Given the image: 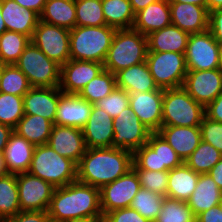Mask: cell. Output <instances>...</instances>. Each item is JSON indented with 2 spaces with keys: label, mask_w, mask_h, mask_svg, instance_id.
Here are the masks:
<instances>
[{
  "label": "cell",
  "mask_w": 222,
  "mask_h": 222,
  "mask_svg": "<svg viewBox=\"0 0 222 222\" xmlns=\"http://www.w3.org/2000/svg\"><path fill=\"white\" fill-rule=\"evenodd\" d=\"M133 166V153L113 147L86 148L77 164V180L101 188L125 175Z\"/></svg>",
  "instance_id": "obj_1"
},
{
  "label": "cell",
  "mask_w": 222,
  "mask_h": 222,
  "mask_svg": "<svg viewBox=\"0 0 222 222\" xmlns=\"http://www.w3.org/2000/svg\"><path fill=\"white\" fill-rule=\"evenodd\" d=\"M48 215L54 222L81 217H103L100 189L78 180L55 188Z\"/></svg>",
  "instance_id": "obj_2"
},
{
  "label": "cell",
  "mask_w": 222,
  "mask_h": 222,
  "mask_svg": "<svg viewBox=\"0 0 222 222\" xmlns=\"http://www.w3.org/2000/svg\"><path fill=\"white\" fill-rule=\"evenodd\" d=\"M147 53V36L133 28L117 29L103 63L104 69L116 74L118 71L145 62Z\"/></svg>",
  "instance_id": "obj_3"
},
{
  "label": "cell",
  "mask_w": 222,
  "mask_h": 222,
  "mask_svg": "<svg viewBox=\"0 0 222 222\" xmlns=\"http://www.w3.org/2000/svg\"><path fill=\"white\" fill-rule=\"evenodd\" d=\"M116 28L75 26L70 30V59L104 63Z\"/></svg>",
  "instance_id": "obj_4"
},
{
  "label": "cell",
  "mask_w": 222,
  "mask_h": 222,
  "mask_svg": "<svg viewBox=\"0 0 222 222\" xmlns=\"http://www.w3.org/2000/svg\"><path fill=\"white\" fill-rule=\"evenodd\" d=\"M30 174L43 179L53 187H63L77 180V164L59 155L48 144L36 145Z\"/></svg>",
  "instance_id": "obj_5"
},
{
  "label": "cell",
  "mask_w": 222,
  "mask_h": 222,
  "mask_svg": "<svg viewBox=\"0 0 222 222\" xmlns=\"http://www.w3.org/2000/svg\"><path fill=\"white\" fill-rule=\"evenodd\" d=\"M205 107L183 87L163 89L162 126H200Z\"/></svg>",
  "instance_id": "obj_6"
},
{
  "label": "cell",
  "mask_w": 222,
  "mask_h": 222,
  "mask_svg": "<svg viewBox=\"0 0 222 222\" xmlns=\"http://www.w3.org/2000/svg\"><path fill=\"white\" fill-rule=\"evenodd\" d=\"M15 65L26 75L31 87H59L61 65L48 58L31 41Z\"/></svg>",
  "instance_id": "obj_7"
},
{
  "label": "cell",
  "mask_w": 222,
  "mask_h": 222,
  "mask_svg": "<svg viewBox=\"0 0 222 222\" xmlns=\"http://www.w3.org/2000/svg\"><path fill=\"white\" fill-rule=\"evenodd\" d=\"M182 159L158 133H151L146 144L133 152L134 170L169 171L180 166Z\"/></svg>",
  "instance_id": "obj_8"
},
{
  "label": "cell",
  "mask_w": 222,
  "mask_h": 222,
  "mask_svg": "<svg viewBox=\"0 0 222 222\" xmlns=\"http://www.w3.org/2000/svg\"><path fill=\"white\" fill-rule=\"evenodd\" d=\"M146 63L158 88L183 87L188 72L185 53L148 52Z\"/></svg>",
  "instance_id": "obj_9"
},
{
  "label": "cell",
  "mask_w": 222,
  "mask_h": 222,
  "mask_svg": "<svg viewBox=\"0 0 222 222\" xmlns=\"http://www.w3.org/2000/svg\"><path fill=\"white\" fill-rule=\"evenodd\" d=\"M31 42L60 65L70 60V30L66 28L39 20Z\"/></svg>",
  "instance_id": "obj_10"
},
{
  "label": "cell",
  "mask_w": 222,
  "mask_h": 222,
  "mask_svg": "<svg viewBox=\"0 0 222 222\" xmlns=\"http://www.w3.org/2000/svg\"><path fill=\"white\" fill-rule=\"evenodd\" d=\"M114 137L112 147L134 152L146 144L149 135L152 133L135 115L131 107L123 109L113 119Z\"/></svg>",
  "instance_id": "obj_11"
},
{
  "label": "cell",
  "mask_w": 222,
  "mask_h": 222,
  "mask_svg": "<svg viewBox=\"0 0 222 222\" xmlns=\"http://www.w3.org/2000/svg\"><path fill=\"white\" fill-rule=\"evenodd\" d=\"M141 188L139 177L132 168L125 175L100 188V205L103 216L111 211L130 207Z\"/></svg>",
  "instance_id": "obj_12"
},
{
  "label": "cell",
  "mask_w": 222,
  "mask_h": 222,
  "mask_svg": "<svg viewBox=\"0 0 222 222\" xmlns=\"http://www.w3.org/2000/svg\"><path fill=\"white\" fill-rule=\"evenodd\" d=\"M187 70L220 68L218 42L209 30L190 34L185 51Z\"/></svg>",
  "instance_id": "obj_13"
},
{
  "label": "cell",
  "mask_w": 222,
  "mask_h": 222,
  "mask_svg": "<svg viewBox=\"0 0 222 222\" xmlns=\"http://www.w3.org/2000/svg\"><path fill=\"white\" fill-rule=\"evenodd\" d=\"M21 211H48L55 187L29 172L17 174Z\"/></svg>",
  "instance_id": "obj_14"
},
{
  "label": "cell",
  "mask_w": 222,
  "mask_h": 222,
  "mask_svg": "<svg viewBox=\"0 0 222 222\" xmlns=\"http://www.w3.org/2000/svg\"><path fill=\"white\" fill-rule=\"evenodd\" d=\"M183 88L206 107L222 92V70H188Z\"/></svg>",
  "instance_id": "obj_15"
},
{
  "label": "cell",
  "mask_w": 222,
  "mask_h": 222,
  "mask_svg": "<svg viewBox=\"0 0 222 222\" xmlns=\"http://www.w3.org/2000/svg\"><path fill=\"white\" fill-rule=\"evenodd\" d=\"M103 70L102 63L70 59L61 65L59 88L64 94H78Z\"/></svg>",
  "instance_id": "obj_16"
},
{
  "label": "cell",
  "mask_w": 222,
  "mask_h": 222,
  "mask_svg": "<svg viewBox=\"0 0 222 222\" xmlns=\"http://www.w3.org/2000/svg\"><path fill=\"white\" fill-rule=\"evenodd\" d=\"M129 106L152 133L160 130L162 126L163 89L130 93Z\"/></svg>",
  "instance_id": "obj_17"
},
{
  "label": "cell",
  "mask_w": 222,
  "mask_h": 222,
  "mask_svg": "<svg viewBox=\"0 0 222 222\" xmlns=\"http://www.w3.org/2000/svg\"><path fill=\"white\" fill-rule=\"evenodd\" d=\"M47 144L59 155L79 163L85 154L86 145L80 128L54 124Z\"/></svg>",
  "instance_id": "obj_18"
},
{
  "label": "cell",
  "mask_w": 222,
  "mask_h": 222,
  "mask_svg": "<svg viewBox=\"0 0 222 222\" xmlns=\"http://www.w3.org/2000/svg\"><path fill=\"white\" fill-rule=\"evenodd\" d=\"M63 94L59 87H32L23 96L24 114L39 115L54 124L58 101Z\"/></svg>",
  "instance_id": "obj_19"
},
{
  "label": "cell",
  "mask_w": 222,
  "mask_h": 222,
  "mask_svg": "<svg viewBox=\"0 0 222 222\" xmlns=\"http://www.w3.org/2000/svg\"><path fill=\"white\" fill-rule=\"evenodd\" d=\"M82 131L86 148L112 147L113 118L95 104Z\"/></svg>",
  "instance_id": "obj_20"
},
{
  "label": "cell",
  "mask_w": 222,
  "mask_h": 222,
  "mask_svg": "<svg viewBox=\"0 0 222 222\" xmlns=\"http://www.w3.org/2000/svg\"><path fill=\"white\" fill-rule=\"evenodd\" d=\"M93 104L77 94H63L58 101L55 123L82 129L91 114Z\"/></svg>",
  "instance_id": "obj_21"
},
{
  "label": "cell",
  "mask_w": 222,
  "mask_h": 222,
  "mask_svg": "<svg viewBox=\"0 0 222 222\" xmlns=\"http://www.w3.org/2000/svg\"><path fill=\"white\" fill-rule=\"evenodd\" d=\"M171 22L188 34L208 30L209 12L205 7L195 4L169 2Z\"/></svg>",
  "instance_id": "obj_22"
},
{
  "label": "cell",
  "mask_w": 222,
  "mask_h": 222,
  "mask_svg": "<svg viewBox=\"0 0 222 222\" xmlns=\"http://www.w3.org/2000/svg\"><path fill=\"white\" fill-rule=\"evenodd\" d=\"M158 133L184 162L202 141L200 126H161Z\"/></svg>",
  "instance_id": "obj_23"
},
{
  "label": "cell",
  "mask_w": 222,
  "mask_h": 222,
  "mask_svg": "<svg viewBox=\"0 0 222 222\" xmlns=\"http://www.w3.org/2000/svg\"><path fill=\"white\" fill-rule=\"evenodd\" d=\"M1 13L7 31L18 32L32 38L39 21L36 12L22 8L14 0H2Z\"/></svg>",
  "instance_id": "obj_24"
},
{
  "label": "cell",
  "mask_w": 222,
  "mask_h": 222,
  "mask_svg": "<svg viewBox=\"0 0 222 222\" xmlns=\"http://www.w3.org/2000/svg\"><path fill=\"white\" fill-rule=\"evenodd\" d=\"M171 24L169 0H159L135 14L133 29L147 36Z\"/></svg>",
  "instance_id": "obj_25"
},
{
  "label": "cell",
  "mask_w": 222,
  "mask_h": 222,
  "mask_svg": "<svg viewBox=\"0 0 222 222\" xmlns=\"http://www.w3.org/2000/svg\"><path fill=\"white\" fill-rule=\"evenodd\" d=\"M34 149V144L13 131L3 152L8 173L28 172Z\"/></svg>",
  "instance_id": "obj_26"
},
{
  "label": "cell",
  "mask_w": 222,
  "mask_h": 222,
  "mask_svg": "<svg viewBox=\"0 0 222 222\" xmlns=\"http://www.w3.org/2000/svg\"><path fill=\"white\" fill-rule=\"evenodd\" d=\"M190 34L171 24L147 35L148 52L185 53Z\"/></svg>",
  "instance_id": "obj_27"
},
{
  "label": "cell",
  "mask_w": 222,
  "mask_h": 222,
  "mask_svg": "<svg viewBox=\"0 0 222 222\" xmlns=\"http://www.w3.org/2000/svg\"><path fill=\"white\" fill-rule=\"evenodd\" d=\"M115 78L116 86L129 94L158 89L146 61L118 71Z\"/></svg>",
  "instance_id": "obj_28"
},
{
  "label": "cell",
  "mask_w": 222,
  "mask_h": 222,
  "mask_svg": "<svg viewBox=\"0 0 222 222\" xmlns=\"http://www.w3.org/2000/svg\"><path fill=\"white\" fill-rule=\"evenodd\" d=\"M222 199V190L217 186L209 173L200 174L196 188L187 201L193 214L197 216L201 212L218 206Z\"/></svg>",
  "instance_id": "obj_29"
},
{
  "label": "cell",
  "mask_w": 222,
  "mask_h": 222,
  "mask_svg": "<svg viewBox=\"0 0 222 222\" xmlns=\"http://www.w3.org/2000/svg\"><path fill=\"white\" fill-rule=\"evenodd\" d=\"M199 175L184 162L169 170L166 197L187 202L196 188Z\"/></svg>",
  "instance_id": "obj_30"
},
{
  "label": "cell",
  "mask_w": 222,
  "mask_h": 222,
  "mask_svg": "<svg viewBox=\"0 0 222 222\" xmlns=\"http://www.w3.org/2000/svg\"><path fill=\"white\" fill-rule=\"evenodd\" d=\"M39 20L68 30L76 26L75 0H47Z\"/></svg>",
  "instance_id": "obj_31"
},
{
  "label": "cell",
  "mask_w": 222,
  "mask_h": 222,
  "mask_svg": "<svg viewBox=\"0 0 222 222\" xmlns=\"http://www.w3.org/2000/svg\"><path fill=\"white\" fill-rule=\"evenodd\" d=\"M53 123L39 115L25 114L18 122L14 132L36 145L47 144Z\"/></svg>",
  "instance_id": "obj_32"
},
{
  "label": "cell",
  "mask_w": 222,
  "mask_h": 222,
  "mask_svg": "<svg viewBox=\"0 0 222 222\" xmlns=\"http://www.w3.org/2000/svg\"><path fill=\"white\" fill-rule=\"evenodd\" d=\"M106 25L116 29H131L135 13L129 0H101Z\"/></svg>",
  "instance_id": "obj_33"
},
{
  "label": "cell",
  "mask_w": 222,
  "mask_h": 222,
  "mask_svg": "<svg viewBox=\"0 0 222 222\" xmlns=\"http://www.w3.org/2000/svg\"><path fill=\"white\" fill-rule=\"evenodd\" d=\"M20 211L17 174L0 176V218L3 220Z\"/></svg>",
  "instance_id": "obj_34"
},
{
  "label": "cell",
  "mask_w": 222,
  "mask_h": 222,
  "mask_svg": "<svg viewBox=\"0 0 222 222\" xmlns=\"http://www.w3.org/2000/svg\"><path fill=\"white\" fill-rule=\"evenodd\" d=\"M31 39L21 33L5 31L0 35V62L4 65L15 64Z\"/></svg>",
  "instance_id": "obj_35"
},
{
  "label": "cell",
  "mask_w": 222,
  "mask_h": 222,
  "mask_svg": "<svg viewBox=\"0 0 222 222\" xmlns=\"http://www.w3.org/2000/svg\"><path fill=\"white\" fill-rule=\"evenodd\" d=\"M115 87H117L115 74L104 69L94 79L88 82L77 95L87 102L95 104L105 96H108Z\"/></svg>",
  "instance_id": "obj_36"
},
{
  "label": "cell",
  "mask_w": 222,
  "mask_h": 222,
  "mask_svg": "<svg viewBox=\"0 0 222 222\" xmlns=\"http://www.w3.org/2000/svg\"><path fill=\"white\" fill-rule=\"evenodd\" d=\"M222 154L211 144L201 141L184 163L198 174H206L220 161Z\"/></svg>",
  "instance_id": "obj_37"
},
{
  "label": "cell",
  "mask_w": 222,
  "mask_h": 222,
  "mask_svg": "<svg viewBox=\"0 0 222 222\" xmlns=\"http://www.w3.org/2000/svg\"><path fill=\"white\" fill-rule=\"evenodd\" d=\"M31 85L26 75L15 65H4L0 77V92L24 96Z\"/></svg>",
  "instance_id": "obj_38"
},
{
  "label": "cell",
  "mask_w": 222,
  "mask_h": 222,
  "mask_svg": "<svg viewBox=\"0 0 222 222\" xmlns=\"http://www.w3.org/2000/svg\"><path fill=\"white\" fill-rule=\"evenodd\" d=\"M163 202L164 197L162 195L141 187L134 196L130 207L150 222H154L162 209Z\"/></svg>",
  "instance_id": "obj_39"
},
{
  "label": "cell",
  "mask_w": 222,
  "mask_h": 222,
  "mask_svg": "<svg viewBox=\"0 0 222 222\" xmlns=\"http://www.w3.org/2000/svg\"><path fill=\"white\" fill-rule=\"evenodd\" d=\"M76 26H103L106 21L101 0H75Z\"/></svg>",
  "instance_id": "obj_40"
},
{
  "label": "cell",
  "mask_w": 222,
  "mask_h": 222,
  "mask_svg": "<svg viewBox=\"0 0 222 222\" xmlns=\"http://www.w3.org/2000/svg\"><path fill=\"white\" fill-rule=\"evenodd\" d=\"M154 222H196L188 202L164 197L162 209Z\"/></svg>",
  "instance_id": "obj_41"
},
{
  "label": "cell",
  "mask_w": 222,
  "mask_h": 222,
  "mask_svg": "<svg viewBox=\"0 0 222 222\" xmlns=\"http://www.w3.org/2000/svg\"><path fill=\"white\" fill-rule=\"evenodd\" d=\"M24 115L23 96L0 92V123L15 129Z\"/></svg>",
  "instance_id": "obj_42"
},
{
  "label": "cell",
  "mask_w": 222,
  "mask_h": 222,
  "mask_svg": "<svg viewBox=\"0 0 222 222\" xmlns=\"http://www.w3.org/2000/svg\"><path fill=\"white\" fill-rule=\"evenodd\" d=\"M142 188L166 197L168 171L135 170Z\"/></svg>",
  "instance_id": "obj_43"
},
{
  "label": "cell",
  "mask_w": 222,
  "mask_h": 222,
  "mask_svg": "<svg viewBox=\"0 0 222 222\" xmlns=\"http://www.w3.org/2000/svg\"><path fill=\"white\" fill-rule=\"evenodd\" d=\"M95 105L114 119L129 106V93L122 88L115 87L108 96L96 102Z\"/></svg>",
  "instance_id": "obj_44"
},
{
  "label": "cell",
  "mask_w": 222,
  "mask_h": 222,
  "mask_svg": "<svg viewBox=\"0 0 222 222\" xmlns=\"http://www.w3.org/2000/svg\"><path fill=\"white\" fill-rule=\"evenodd\" d=\"M202 141L211 144L222 154V123L203 117L200 124Z\"/></svg>",
  "instance_id": "obj_45"
},
{
  "label": "cell",
  "mask_w": 222,
  "mask_h": 222,
  "mask_svg": "<svg viewBox=\"0 0 222 222\" xmlns=\"http://www.w3.org/2000/svg\"><path fill=\"white\" fill-rule=\"evenodd\" d=\"M103 222H150L131 207L117 209L106 213Z\"/></svg>",
  "instance_id": "obj_46"
},
{
  "label": "cell",
  "mask_w": 222,
  "mask_h": 222,
  "mask_svg": "<svg viewBox=\"0 0 222 222\" xmlns=\"http://www.w3.org/2000/svg\"><path fill=\"white\" fill-rule=\"evenodd\" d=\"M49 220L48 211H20L1 222H48Z\"/></svg>",
  "instance_id": "obj_47"
},
{
  "label": "cell",
  "mask_w": 222,
  "mask_h": 222,
  "mask_svg": "<svg viewBox=\"0 0 222 222\" xmlns=\"http://www.w3.org/2000/svg\"><path fill=\"white\" fill-rule=\"evenodd\" d=\"M208 30L217 42H222V9L209 12Z\"/></svg>",
  "instance_id": "obj_48"
},
{
  "label": "cell",
  "mask_w": 222,
  "mask_h": 222,
  "mask_svg": "<svg viewBox=\"0 0 222 222\" xmlns=\"http://www.w3.org/2000/svg\"><path fill=\"white\" fill-rule=\"evenodd\" d=\"M205 116L222 123V92L205 107Z\"/></svg>",
  "instance_id": "obj_49"
},
{
  "label": "cell",
  "mask_w": 222,
  "mask_h": 222,
  "mask_svg": "<svg viewBox=\"0 0 222 222\" xmlns=\"http://www.w3.org/2000/svg\"><path fill=\"white\" fill-rule=\"evenodd\" d=\"M196 222H222V210L219 205L196 216Z\"/></svg>",
  "instance_id": "obj_50"
},
{
  "label": "cell",
  "mask_w": 222,
  "mask_h": 222,
  "mask_svg": "<svg viewBox=\"0 0 222 222\" xmlns=\"http://www.w3.org/2000/svg\"><path fill=\"white\" fill-rule=\"evenodd\" d=\"M24 9H31L40 15L47 0H14Z\"/></svg>",
  "instance_id": "obj_51"
},
{
  "label": "cell",
  "mask_w": 222,
  "mask_h": 222,
  "mask_svg": "<svg viewBox=\"0 0 222 222\" xmlns=\"http://www.w3.org/2000/svg\"><path fill=\"white\" fill-rule=\"evenodd\" d=\"M14 129L0 123V152H4L5 146L8 143L10 135L13 133Z\"/></svg>",
  "instance_id": "obj_52"
},
{
  "label": "cell",
  "mask_w": 222,
  "mask_h": 222,
  "mask_svg": "<svg viewBox=\"0 0 222 222\" xmlns=\"http://www.w3.org/2000/svg\"><path fill=\"white\" fill-rule=\"evenodd\" d=\"M209 175L216 182L217 186L222 190V158L209 171Z\"/></svg>",
  "instance_id": "obj_53"
},
{
  "label": "cell",
  "mask_w": 222,
  "mask_h": 222,
  "mask_svg": "<svg viewBox=\"0 0 222 222\" xmlns=\"http://www.w3.org/2000/svg\"><path fill=\"white\" fill-rule=\"evenodd\" d=\"M133 12L136 14L140 10L144 9L149 4L155 3L159 0H129Z\"/></svg>",
  "instance_id": "obj_54"
},
{
  "label": "cell",
  "mask_w": 222,
  "mask_h": 222,
  "mask_svg": "<svg viewBox=\"0 0 222 222\" xmlns=\"http://www.w3.org/2000/svg\"><path fill=\"white\" fill-rule=\"evenodd\" d=\"M63 222H103V217H81V218L66 220Z\"/></svg>",
  "instance_id": "obj_55"
},
{
  "label": "cell",
  "mask_w": 222,
  "mask_h": 222,
  "mask_svg": "<svg viewBox=\"0 0 222 222\" xmlns=\"http://www.w3.org/2000/svg\"><path fill=\"white\" fill-rule=\"evenodd\" d=\"M222 9V0H207V10L208 12Z\"/></svg>",
  "instance_id": "obj_56"
},
{
  "label": "cell",
  "mask_w": 222,
  "mask_h": 222,
  "mask_svg": "<svg viewBox=\"0 0 222 222\" xmlns=\"http://www.w3.org/2000/svg\"><path fill=\"white\" fill-rule=\"evenodd\" d=\"M169 2L195 4L201 7H205L207 9V0H169Z\"/></svg>",
  "instance_id": "obj_57"
},
{
  "label": "cell",
  "mask_w": 222,
  "mask_h": 222,
  "mask_svg": "<svg viewBox=\"0 0 222 222\" xmlns=\"http://www.w3.org/2000/svg\"><path fill=\"white\" fill-rule=\"evenodd\" d=\"M6 174H8V171L5 165L4 153L0 152V176L6 175Z\"/></svg>",
  "instance_id": "obj_58"
},
{
  "label": "cell",
  "mask_w": 222,
  "mask_h": 222,
  "mask_svg": "<svg viewBox=\"0 0 222 222\" xmlns=\"http://www.w3.org/2000/svg\"><path fill=\"white\" fill-rule=\"evenodd\" d=\"M1 8H2V0H0V35L3 32L7 31V28L5 26L4 20L2 18Z\"/></svg>",
  "instance_id": "obj_59"
},
{
  "label": "cell",
  "mask_w": 222,
  "mask_h": 222,
  "mask_svg": "<svg viewBox=\"0 0 222 222\" xmlns=\"http://www.w3.org/2000/svg\"><path fill=\"white\" fill-rule=\"evenodd\" d=\"M218 56H219L220 69L222 70V42H218Z\"/></svg>",
  "instance_id": "obj_60"
},
{
  "label": "cell",
  "mask_w": 222,
  "mask_h": 222,
  "mask_svg": "<svg viewBox=\"0 0 222 222\" xmlns=\"http://www.w3.org/2000/svg\"><path fill=\"white\" fill-rule=\"evenodd\" d=\"M3 67H4V64H2V63L0 62V77H1V73H2Z\"/></svg>",
  "instance_id": "obj_61"
},
{
  "label": "cell",
  "mask_w": 222,
  "mask_h": 222,
  "mask_svg": "<svg viewBox=\"0 0 222 222\" xmlns=\"http://www.w3.org/2000/svg\"><path fill=\"white\" fill-rule=\"evenodd\" d=\"M219 207H220V209L222 210V199H221V201H220V203H219Z\"/></svg>",
  "instance_id": "obj_62"
}]
</instances>
